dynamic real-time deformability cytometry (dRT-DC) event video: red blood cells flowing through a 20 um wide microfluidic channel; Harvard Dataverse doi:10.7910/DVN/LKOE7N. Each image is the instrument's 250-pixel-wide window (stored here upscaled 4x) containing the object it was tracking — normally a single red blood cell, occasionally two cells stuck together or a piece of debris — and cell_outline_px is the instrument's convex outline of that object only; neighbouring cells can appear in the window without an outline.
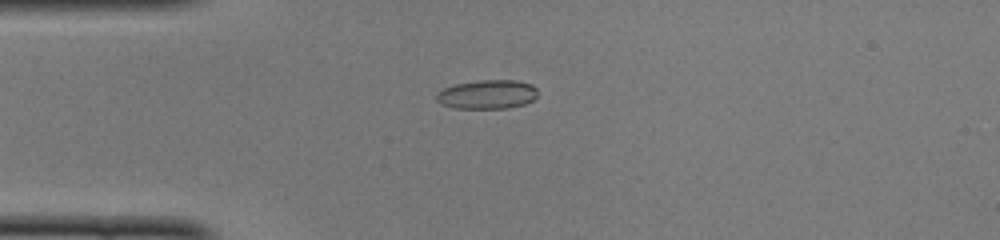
{"species": "common noctule bat (a hibernating species)", "species_latin": "Nyctalus noctula", "temperature_condition": "cold", "stored_images_in_passage": 41, "camera_frame_rate_fps": 3000, "um_per_image_px": 0.085, "animal": {"sex": "female", "body_mass_g": 22.0, "forearm_length_mm": 56.7}, "frame": {"image": 1, "passage_image": 5, "time_ms": 1.333, "image_size_px": [1000, 240], "cell_outline_px": [[536, 96], [532, 100], [524, 104], [508, 108], [456, 108], [440, 104], [436, 100], [436, 92], [444, 88], [456, 84], [480, 80], [516, 80], [532, 84], [536, 88]], "centroid_in_image_um": [41.4, 8.02], "position_along_channel_um": 43.6, "area_um2": 17.11}}
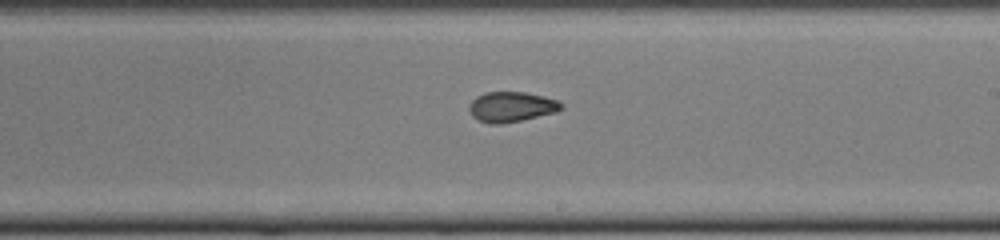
{"frame": {"image": 2, "passage_image": 21, "time_ms": 6.667, "image_size_px": [1000, 240], "cell_outline_px": [[564, 108], [556, 112], [520, 120], [500, 124], [492, 124], [480, 120], [472, 116], [468, 108], [468, 104], [476, 96], [484, 92], [524, 92], [544, 96], [560, 100], [564, 104]], "centroid_in_image_um": [43.49, 9.06], "position_along_channel_um": 245.5, "area_um2": 16.3}}
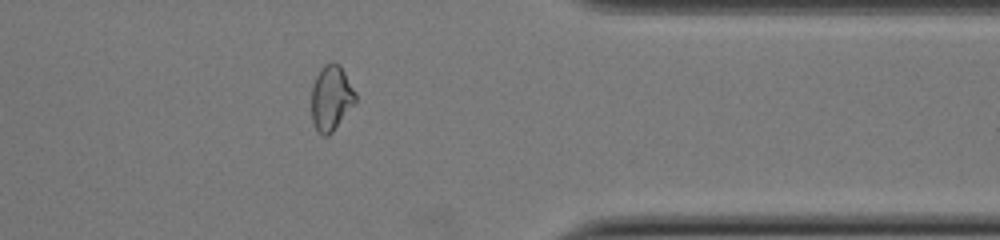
{"frame": {"image": 3, "passage_image": 32, "time_ms": 10.333, "image_size_px": [1000, 240], "cell_outline_px": [[356, 104], [332, 132], [328, 136], [324, 136], [316, 128], [312, 120], [312, 84], [320, 68], [324, 64], [332, 60], [340, 64], [356, 92]], "centroid_in_image_um": [28.17, 8.29], "position_along_channel_um": 383.2, "area_um2": 16.99}, "authors_computed_cell_mechanics": {"area_um2": 16.6464, "velocity_mm_per_s": 4.1078, "shape_relaxation_time_tau1_ms": null, "shape_relaxation_time_tau2_ms": 2.2412, "deformation_change_tau1": null, "deformation_change_tau2": 0.0748}}